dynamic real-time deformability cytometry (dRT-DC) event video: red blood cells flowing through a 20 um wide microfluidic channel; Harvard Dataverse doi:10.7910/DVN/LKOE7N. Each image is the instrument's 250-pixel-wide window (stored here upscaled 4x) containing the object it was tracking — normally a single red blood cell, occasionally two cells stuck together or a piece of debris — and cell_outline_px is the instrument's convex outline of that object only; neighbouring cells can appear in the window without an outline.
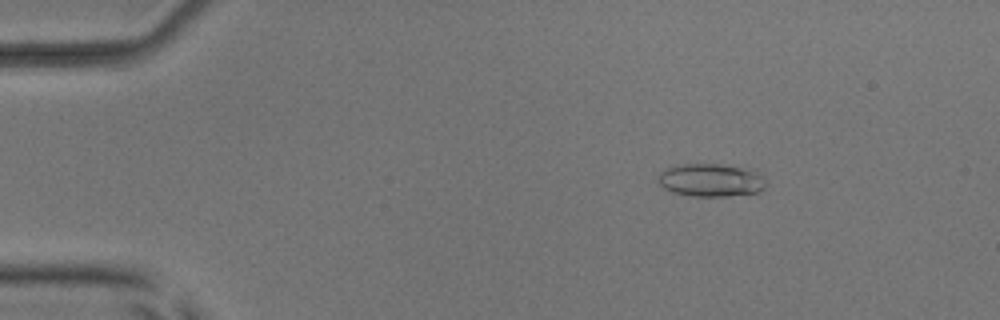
{"species": "common noctule bat (a hibernating species)", "species_latin": "Nyctalus noctula", "temperature_condition": "room temperature", "stored_images_in_passage": 17, "camera_frame_rate_fps": 3000, "um_per_image_px": 0.085, "animal": {"sex": "male", "body_mass_g": 17.9, "forearm_length_mm": 54.2}, "frame": {"image": 1, "passage_image": 8, "time_ms": 2.333, "image_size_px": [1000, 320], "cell_outline_px": [[764, 188], [760, 192], [728, 196], [692, 196], [672, 192], [664, 188], [656, 180], [660, 172], [668, 168], [680, 164], [720, 164], [748, 168], [760, 172], [764, 176]], "centroid_in_image_um": [60.44, 15.31], "position_along_channel_um": 24.6, "area_um2": 20.92}}